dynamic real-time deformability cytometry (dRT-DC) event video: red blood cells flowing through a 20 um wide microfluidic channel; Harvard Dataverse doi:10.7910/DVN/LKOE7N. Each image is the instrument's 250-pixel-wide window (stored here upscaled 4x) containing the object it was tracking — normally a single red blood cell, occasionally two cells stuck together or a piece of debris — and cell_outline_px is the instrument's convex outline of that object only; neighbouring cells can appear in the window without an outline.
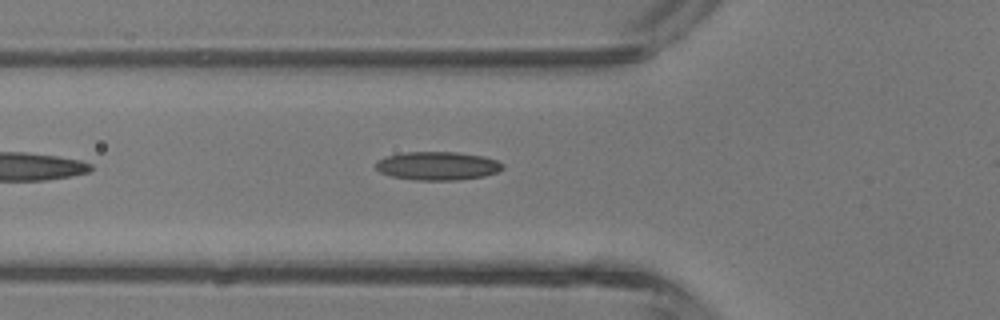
{"species": "common noctule bat (a hibernating species)", "species_latin": "Nyctalus noctula", "temperature_condition": "room temperature", "stored_images_in_passage": 4, "camera_frame_rate_fps": 3000, "um_per_image_px": 0.085, "animal": {"sex": "male", "body_mass_g": 13.3}, "frame": {"image": 1, "passage_image": 4, "time_ms": 3.667, "image_size_px": [1000, 320], "cell_outline_px": [[504, 168], [496, 172], [484, 176], [456, 180], [416, 180], [392, 176], [380, 172], [376, 168], [376, 160], [388, 156], [404, 152], [456, 152], [484, 156], [496, 160], [504, 164]], "centroid_in_image_um": [37.2, 14.09], "position_along_channel_um": 88.6, "area_um2": 20.98}}